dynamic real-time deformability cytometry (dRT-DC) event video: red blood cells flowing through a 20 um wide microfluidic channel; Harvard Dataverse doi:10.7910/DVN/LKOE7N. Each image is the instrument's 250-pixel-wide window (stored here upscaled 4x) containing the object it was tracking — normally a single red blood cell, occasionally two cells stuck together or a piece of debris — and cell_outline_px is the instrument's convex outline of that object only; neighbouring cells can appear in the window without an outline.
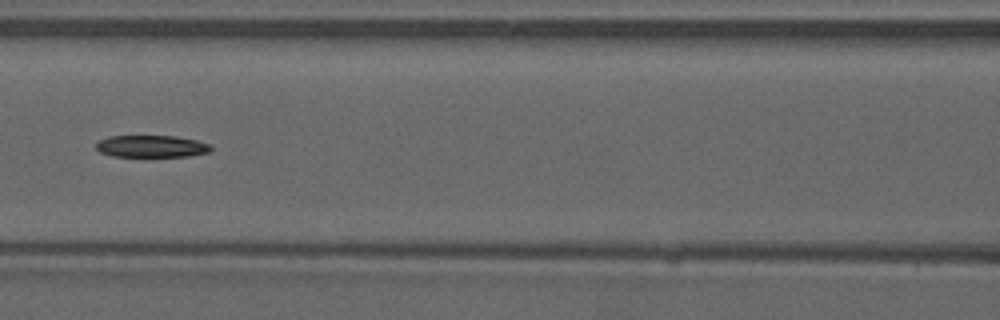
{"species": "common noctule bat (a hibernating species)", "species_latin": "Nyctalus noctula", "temperature_condition": "warm", "stored_images_in_passage": 42, "camera_frame_rate_fps": 3000, "um_per_image_px": 0.085, "animal": {"sex": "male", "forearm_length_mm": 52.5}, "frame": {"image": 1, "passage_image": 13, "time_ms": 4.0, "image_size_px": [1000, 320], "cell_outline_px": [[212, 152], [188, 156], [112, 156], [100, 152], [96, 148], [96, 144], [100, 140], [108, 136], [176, 136], [196, 140], [208, 144], [212, 148]], "centroid_in_image_um": [12.89, 12.43], "position_along_channel_um": 153.7, "area_um2": 14.68}}